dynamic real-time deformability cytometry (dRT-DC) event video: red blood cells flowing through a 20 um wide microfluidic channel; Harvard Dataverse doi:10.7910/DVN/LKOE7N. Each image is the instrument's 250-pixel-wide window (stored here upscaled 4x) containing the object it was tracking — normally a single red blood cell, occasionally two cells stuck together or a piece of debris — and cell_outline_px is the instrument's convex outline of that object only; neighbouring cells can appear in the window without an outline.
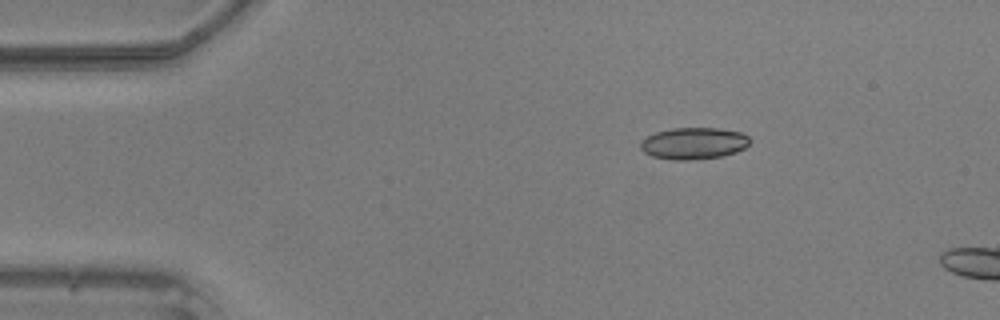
{"species": "common noctule bat (a hibernating species)", "species_latin": "Nyctalus noctula", "temperature_condition": "warm", "stored_images_in_passage": 17, "camera_frame_rate_fps": 3000, "um_per_image_px": 0.085, "animal": {"sex": "male", "body_mass_g": 20.5, "forearm_length_mm": 52.5}, "frame": {"image": 1, "passage_image": 1, "time_ms": 0.0, "image_size_px": [1000, 320], "cell_outline_px": [[752, 140], [744, 148], [736, 152], [720, 156], [688, 160], [672, 160], [652, 156], [644, 152], [640, 148], [640, 140], [656, 132], [672, 128], [720, 128], [740, 132], [748, 136]], "centroid_in_image_um": [58.95, 12.18], "position_along_channel_um": 26.0, "area_um2": 20.23}}
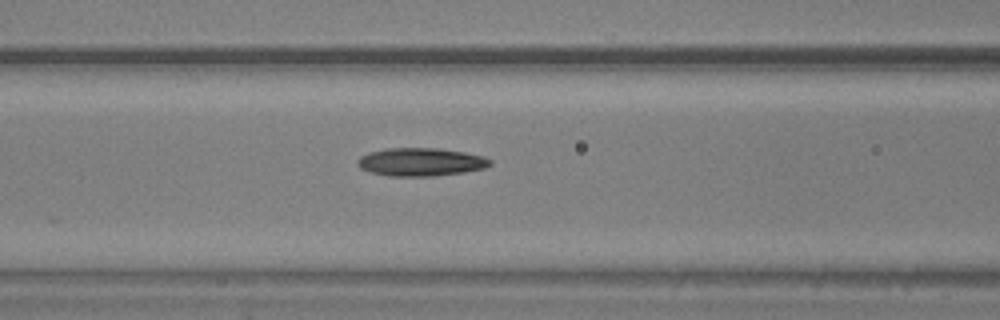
{"frame": {"image": 2, "passage_image": 13, "time_ms": 4.0, "image_size_px": [1000, 320], "cell_outline_px": [[492, 164], [484, 168], [464, 172], [436, 176], [388, 176], [372, 172], [360, 168], [356, 164], [356, 160], [360, 156], [368, 152], [388, 148], [436, 148], [464, 152], [484, 156], [492, 160]], "centroid_in_image_um": [35.76, 13.77], "position_along_channel_um": 130.8, "area_um2": 21.85}}
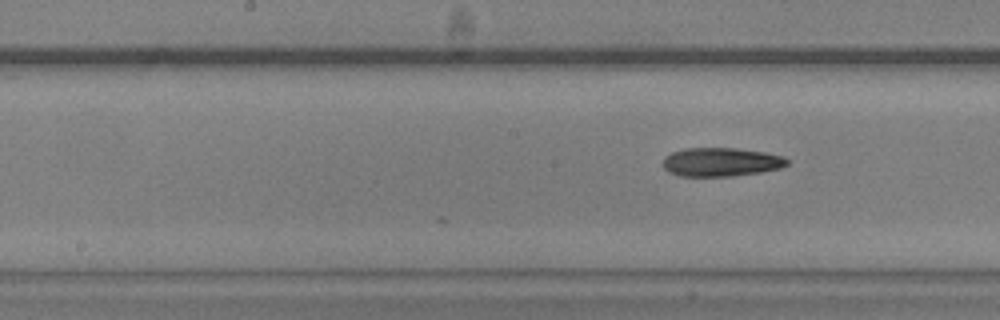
{"frame": {"image": 3, "passage_image": 17, "time_ms": 5.333, "image_size_px": [1000, 320], "cell_outline_px": [[788, 164], [780, 168], [760, 172], [732, 176], [680, 176], [668, 172], [664, 168], [664, 156], [672, 152], [684, 148], [736, 148], [764, 152], [784, 156], [788, 160]], "centroid_in_image_um": [61.28, 13.77], "position_along_channel_um": 186.9, "area_um2": 20.81}}